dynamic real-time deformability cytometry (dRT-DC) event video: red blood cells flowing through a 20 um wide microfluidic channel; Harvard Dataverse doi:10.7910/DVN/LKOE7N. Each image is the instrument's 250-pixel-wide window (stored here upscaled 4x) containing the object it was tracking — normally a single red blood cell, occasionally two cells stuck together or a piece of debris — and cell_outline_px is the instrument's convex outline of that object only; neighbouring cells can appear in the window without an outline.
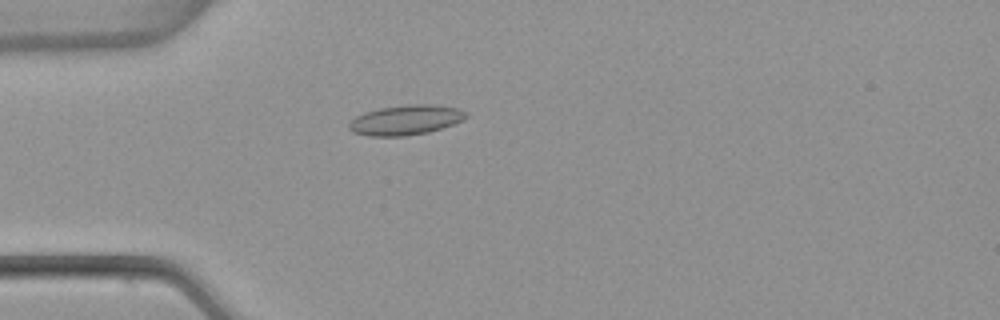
{"species": "common noctule bat (a hibernating species)", "species_latin": "Nyctalus noctula", "temperature_condition": "warm", "stored_images_in_passage": 4, "camera_frame_rate_fps": 3000, "um_per_image_px": 0.085, "animal": {"sex": "female", "body_mass_g": 22.7, "forearm_length_mm": 54.2}, "frame": {"image": 1, "passage_image": 3, "time_ms": 0.667, "image_size_px": [1000, 320], "cell_outline_px": [[468, 116], [464, 120], [428, 132], [404, 136], [368, 136], [352, 132], [348, 128], [348, 124], [356, 116], [364, 112], [380, 108], [408, 104], [432, 104], [460, 108], [468, 112]], "centroid_in_image_um": [34.5, 10.19], "position_along_channel_um": 50.5, "area_um2": 20.52}}